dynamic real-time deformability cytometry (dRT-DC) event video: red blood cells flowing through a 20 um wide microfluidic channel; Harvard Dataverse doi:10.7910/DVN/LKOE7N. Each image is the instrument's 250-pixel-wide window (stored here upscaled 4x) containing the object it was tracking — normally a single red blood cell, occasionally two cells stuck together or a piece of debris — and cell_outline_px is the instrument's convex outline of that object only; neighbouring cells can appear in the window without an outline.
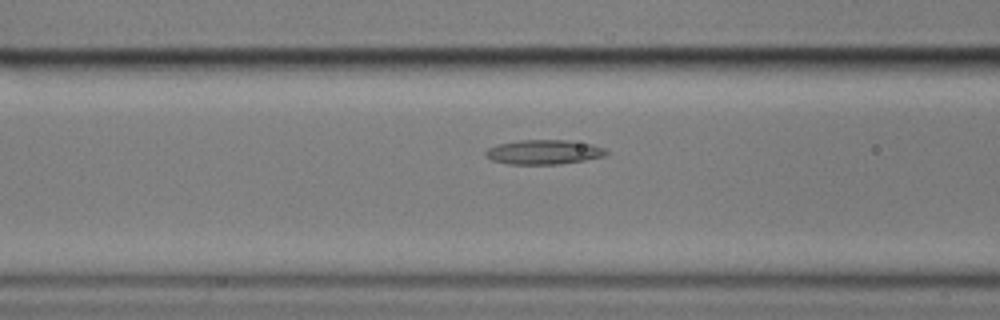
{"species": "common noctule bat (a hibernating species)", "species_latin": "Nyctalus noctula", "temperature_condition": "cold", "stored_images_in_passage": 40, "camera_frame_rate_fps": 3000, "um_per_image_px": 0.085, "animal": {"sex": "male", "body_mass_g": 17.9}, "frame": {"image": 1, "passage_image": 9, "time_ms": 2.667, "image_size_px": [1000, 320], "cell_outline_px": [[608, 152], [604, 156], [584, 160], [560, 164], [508, 164], [492, 160], [484, 156], [484, 152], [488, 148], [500, 144], [520, 140], [568, 140], [592, 144], [604, 148]], "centroid_in_image_um": [46.21, 12.93], "position_along_channel_um": 120.4, "area_um2": 17.17}}
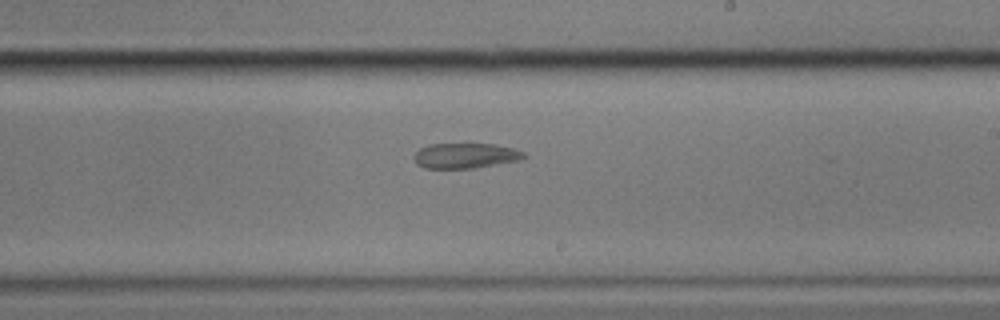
{"frame": {"image": 2, "passage_image": 20, "time_ms": 6.333, "image_size_px": [1000, 320], "cell_outline_px": [[528, 156], [516, 160], [476, 168], [424, 168], [416, 164], [412, 156], [420, 148], [428, 144], [496, 144], [512, 148], [524, 152]], "centroid_in_image_um": [39.51, 13.23], "position_along_channel_um": 249.5, "area_um2": 16.13}}
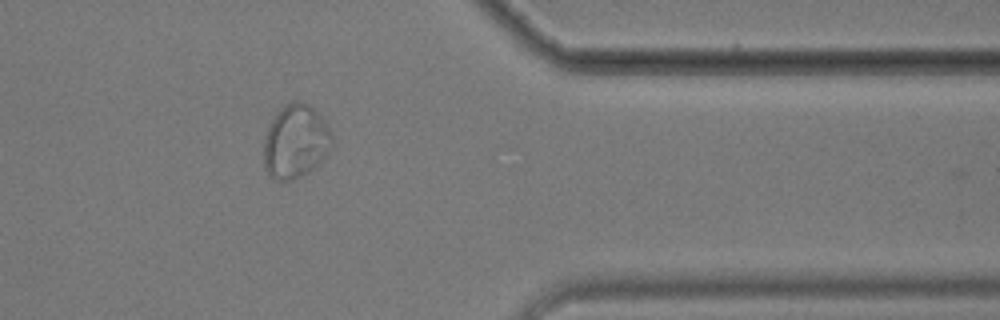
{"frame": {"image": 3, "passage_image": 33, "time_ms": 10.667, "image_size_px": [1000, 320], "cell_outline_px": [[332, 148], [324, 160], [308, 172], [292, 180], [276, 180], [264, 168], [264, 136], [276, 112], [284, 104], [292, 100], [300, 100], [308, 104], [328, 124], [332, 136]], "centroid_in_image_um": [25.14, 12.01], "position_along_channel_um": 386.3, "area_um2": 29.54}}